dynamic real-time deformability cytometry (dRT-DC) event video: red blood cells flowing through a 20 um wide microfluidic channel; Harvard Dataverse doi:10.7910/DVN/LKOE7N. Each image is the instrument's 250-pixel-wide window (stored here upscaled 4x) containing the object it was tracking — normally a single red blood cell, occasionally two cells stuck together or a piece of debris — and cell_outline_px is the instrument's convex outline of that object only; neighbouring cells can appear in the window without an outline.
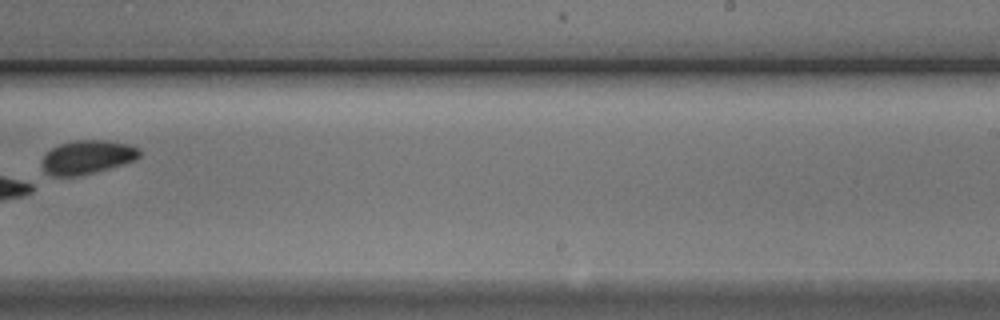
{"species": "Egyptian fruit bat (a non-hibernating species)", "species_latin": "Rousettus aegyptiacus", "temperature_condition": "cold", "stored_images_in_passage": 10, "camera_frame_rate_fps": 3000, "um_per_image_px": 0.085, "animal": {"sex": "male"}, "frame": {"image": 1, "passage_image": 9, "time_ms": 9.333, "image_size_px": [1000, 320], "cell_outline_px": [[140, 156], [136, 160], [108, 168], [76, 176], [52, 176], [44, 172], [44, 156], [52, 148], [60, 144], [72, 140], [108, 140], [132, 144], [140, 148]], "centroid_in_image_um": [7.47, 13.33], "position_along_channel_um": 281.5, "area_um2": 19.07}}
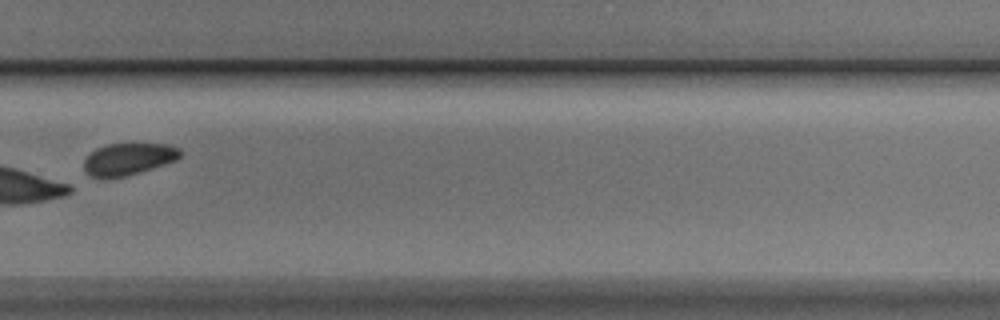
{"frame": {"image": 2, "passage_image": 10, "time_ms": 10.333, "image_size_px": [1000, 320], "cell_outline_px": [[180, 156], [176, 160], [124, 176], [92, 176], [84, 168], [84, 160], [96, 148], [108, 144], [168, 144], [180, 148]], "centroid_in_image_um": [10.93, 13.48], "position_along_channel_um": 318.9, "area_um2": 17.22}}